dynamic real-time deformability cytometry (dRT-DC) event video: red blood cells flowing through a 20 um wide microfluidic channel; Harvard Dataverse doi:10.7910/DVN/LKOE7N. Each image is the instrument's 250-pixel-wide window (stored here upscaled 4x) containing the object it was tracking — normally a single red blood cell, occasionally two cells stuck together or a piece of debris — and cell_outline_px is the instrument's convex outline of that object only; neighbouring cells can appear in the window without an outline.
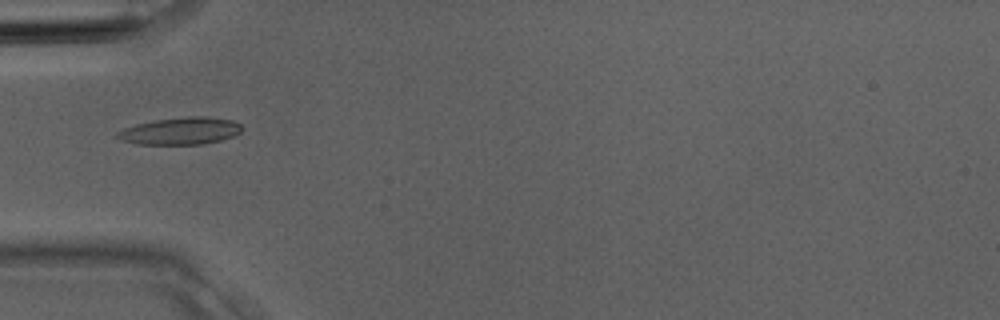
{"species": "Egyptian fruit bat (a non-hibernating species)", "species_latin": "Rousettus aegyptiacus", "temperature_condition": "room temperature", "stored_images_in_passage": 4, "camera_frame_rate_fps": 3000, "um_per_image_px": 0.085, "animal": {"sex": "male"}, "frame": {"image": 1, "passage_image": 4, "time_ms": 1.0, "image_size_px": [1000, 320], "cell_outline_px": [[244, 128], [240, 132], [232, 136], [220, 140], [204, 144], [136, 144], [120, 140], [116, 136], [116, 132], [124, 128], [136, 124], [156, 120], [188, 116], [204, 116], [232, 120], [240, 124]], "centroid_in_image_um": [15.33, 11.13], "position_along_channel_um": 69.7, "area_um2": 19.71}}